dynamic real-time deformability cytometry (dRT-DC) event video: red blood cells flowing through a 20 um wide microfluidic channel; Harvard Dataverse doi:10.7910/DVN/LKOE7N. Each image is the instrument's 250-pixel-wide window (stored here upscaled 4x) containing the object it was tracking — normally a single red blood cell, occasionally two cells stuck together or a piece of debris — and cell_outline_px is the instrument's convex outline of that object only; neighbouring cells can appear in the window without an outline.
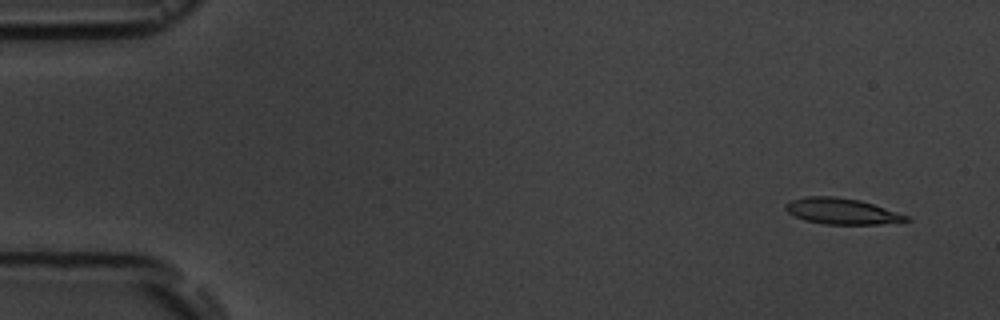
{"species": "common noctule bat (a hibernating species)", "species_latin": "Nyctalus noctula", "temperature_condition": "room temperature", "stored_images_in_passage": 5, "camera_frame_rate_fps": 3000, "um_per_image_px": 0.085, "animal": {"sex": "male", "body_mass_g": 19.5, "forearm_length_mm": 54.6}, "frame": {"image": 1, "passage_image": 1, "time_ms": 0.0, "image_size_px": [1000, 320], "cell_outline_px": [[912, 220], [900, 224], [824, 224], [804, 220], [788, 212], [784, 208], [784, 204], [792, 200], [804, 196], [832, 196], [860, 200], [908, 216]], "centroid_in_image_um": [71.58, 17.97], "position_along_channel_um": 13.4, "area_um2": 18.38}}
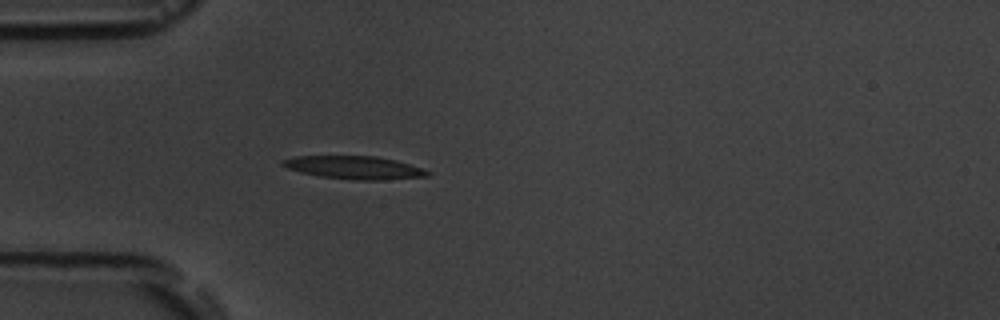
{"frame": {"image": 2, "passage_image": 5, "time_ms": 4.333, "image_size_px": [1000, 320], "cell_outline_px": [[432, 172], [428, 176], [384, 180], [356, 180], [320, 176], [288, 168], [280, 164], [280, 160], [292, 156], [376, 156], [396, 160]], "centroid_in_image_um": [30.11, 14.23], "position_along_channel_um": 54.9, "area_um2": 19.31}}